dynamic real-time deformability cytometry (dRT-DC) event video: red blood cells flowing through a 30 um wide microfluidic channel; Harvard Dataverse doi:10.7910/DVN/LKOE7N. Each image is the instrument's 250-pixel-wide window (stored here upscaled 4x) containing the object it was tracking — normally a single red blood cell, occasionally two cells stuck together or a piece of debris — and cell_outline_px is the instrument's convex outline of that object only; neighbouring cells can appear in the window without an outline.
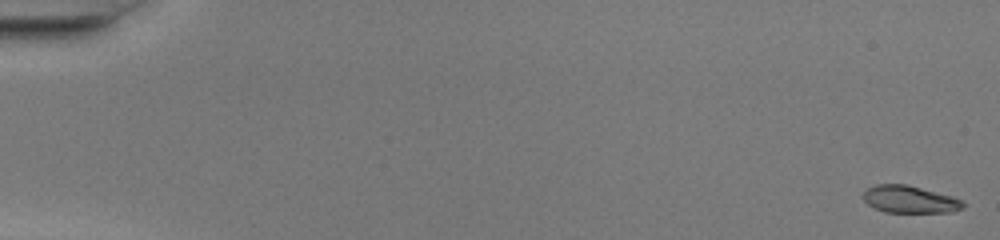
{"species": "common noctule bat (a hibernating species)", "species_latin": "Nyctalus noctula", "temperature_condition": "warm", "stored_images_in_passage": 50, "camera_frame_rate_fps": 3000, "um_per_image_px": 0.085, "animal": {"sex": "female", "body_mass_g": 20.0, "forearm_length_mm": 54.0}, "frame": {"image": 1, "passage_image": 1, "time_ms": 0.0, "image_size_px": [1000, 240], "cell_outline_px": [[968, 204], [964, 208], [952, 212], [884, 212], [868, 204], [860, 196], [868, 188], [876, 184], [908, 184], [952, 196], [964, 200]], "centroid_in_image_um": [77.37, 16.94], "position_along_channel_um": 7.6, "area_um2": 16.13}}
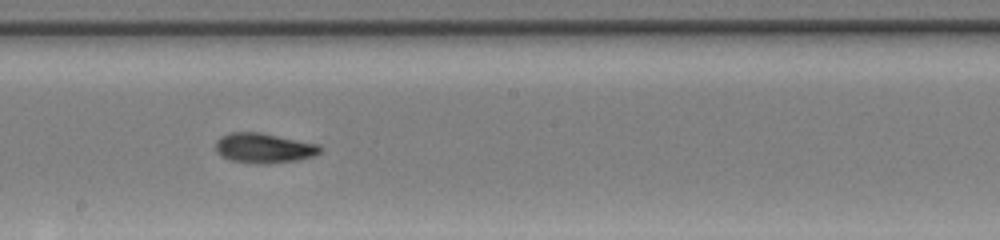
{"frame": {"image": 2, "passage_image": 29, "time_ms": 9.333, "image_size_px": [1000, 240], "cell_outline_px": [[324, 148], [316, 156], [300, 160], [264, 164], [256, 164], [232, 160], [220, 156], [216, 152], [216, 140], [220, 136], [228, 132], [260, 132], [320, 144]], "centroid_in_image_um": [22.46, 12.58], "position_along_channel_um": 225.7, "area_um2": 18.61}}
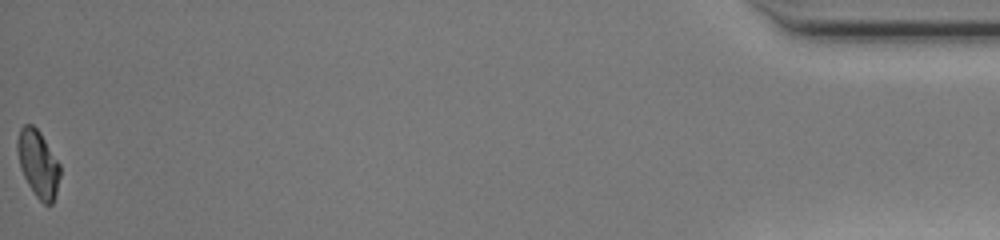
{"frame": {"image": 3, "passage_image": 50, "time_ms": 16.333, "image_size_px": [1000, 240], "cell_outline_px": [[60, 176], [56, 192], [52, 204], [44, 204], [36, 196], [28, 184], [20, 168], [16, 148], [16, 140], [20, 128], [24, 124], [32, 124], [40, 132], [60, 164]], "centroid_in_image_um": [3.22, 13.89], "position_along_channel_um": 432.0, "area_um2": 16.65}, "authors_computed_cell_mechanics": {"area_um2": 17.3689, "velocity_mm_per_s": 4.261, "shape_relaxation_time_tau1_ms": 3.8745, "shape_relaxation_time_tau2_ms": 1.5851, "deformation_change_tau1": 0.1781, "deformation_change_tau2": 0.0651}}